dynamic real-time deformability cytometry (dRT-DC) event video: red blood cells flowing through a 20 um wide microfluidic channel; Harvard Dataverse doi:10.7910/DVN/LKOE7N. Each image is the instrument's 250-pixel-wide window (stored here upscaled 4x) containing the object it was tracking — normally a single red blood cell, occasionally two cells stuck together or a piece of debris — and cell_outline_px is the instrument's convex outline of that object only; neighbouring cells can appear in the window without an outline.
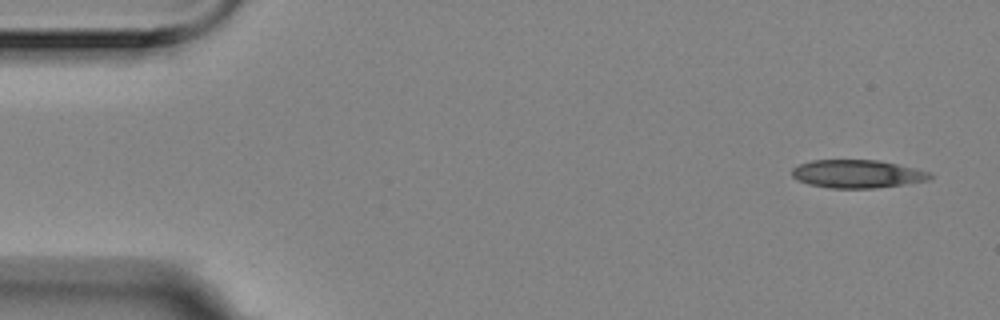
{"species": "Egyptian fruit bat (a non-hibernating species)", "species_latin": "Rousettus aegyptiacus", "temperature_condition": "room temperature", "stored_images_in_passage": 5, "camera_frame_rate_fps": 3000, "um_per_image_px": 0.085, "animal": {"sex": "female"}, "frame": {"image": 1, "passage_image": 1, "time_ms": 0.0, "image_size_px": [1000, 320], "cell_outline_px": [[932, 176], [928, 180], [872, 188], [828, 188], [808, 184], [796, 180], [792, 176], [792, 168], [800, 164], [812, 160], [876, 160], [916, 168], [928, 172]], "centroid_in_image_um": [72.79, 14.78], "position_along_channel_um": 12.2, "area_um2": 22.37}}
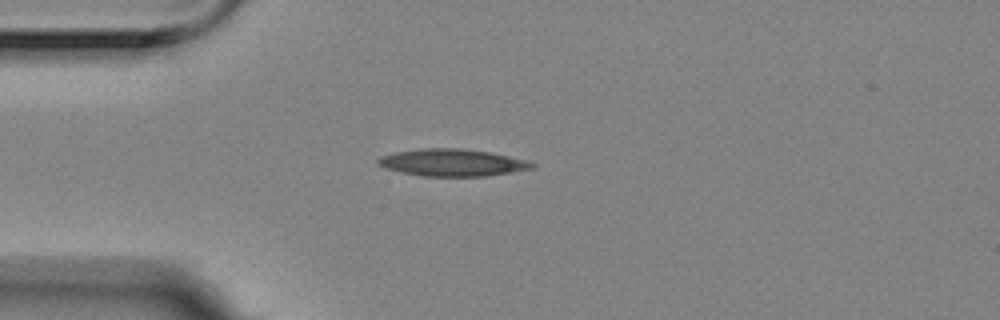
{"frame": {"image": 2, "passage_image": 4, "time_ms": 1.0, "image_size_px": [1000, 320], "cell_outline_px": [[536, 168], [484, 176], [420, 176], [384, 168], [376, 164], [376, 160], [380, 156], [396, 152], [420, 148], [464, 148], [488, 152], [528, 160], [536, 164]], "centroid_in_image_um": [38.42, 13.81], "position_along_channel_um": 46.6, "area_um2": 24.45}}